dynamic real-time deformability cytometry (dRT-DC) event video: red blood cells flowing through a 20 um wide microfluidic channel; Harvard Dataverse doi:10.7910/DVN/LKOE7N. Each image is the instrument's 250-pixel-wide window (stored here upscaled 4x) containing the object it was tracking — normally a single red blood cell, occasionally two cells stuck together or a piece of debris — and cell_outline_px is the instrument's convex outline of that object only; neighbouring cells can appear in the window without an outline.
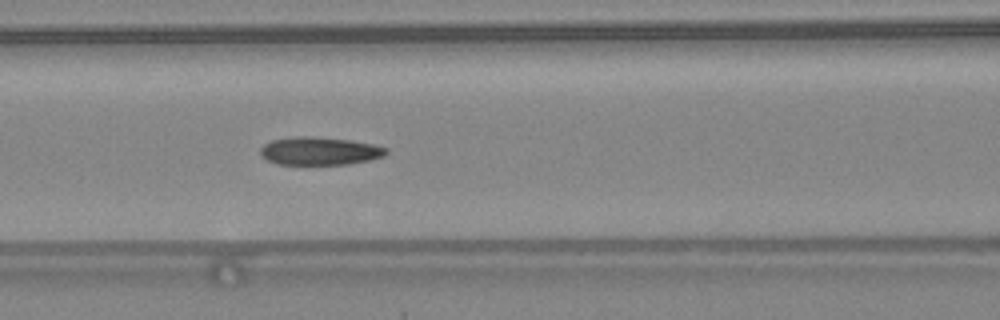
{"species": "common noctule bat (a hibernating species)", "species_latin": "Nyctalus noctula", "temperature_condition": "warm", "stored_images_in_passage": 48, "camera_frame_rate_fps": 3000, "um_per_image_px": 0.085, "animal": {"sex": "female", "body_mass_g": 24.6, "forearm_length_mm": 56.2}, "frame": {"image": 1, "passage_image": 21, "time_ms": 6.667, "image_size_px": [1000, 320], "cell_outline_px": [[388, 152], [384, 156], [368, 160], [348, 164], [276, 164], [260, 156], [260, 148], [264, 144], [272, 140], [296, 136], [308, 136], [352, 140], [376, 144], [388, 148]], "centroid_in_image_um": [27.18, 12.83], "position_along_channel_um": 139.4, "area_um2": 20.63}, "authors_computed_cell_mechanics": {"area_um2": 20.7213, "velocity_mm_per_s": 4.3716, "shape_relaxation_time_tau1_ms": 8.0942, "shape_relaxation_time_tau2_ms": 2.2247, "deformation_change_tau1": 0.2418, "deformation_change_tau2": 0.0993}}